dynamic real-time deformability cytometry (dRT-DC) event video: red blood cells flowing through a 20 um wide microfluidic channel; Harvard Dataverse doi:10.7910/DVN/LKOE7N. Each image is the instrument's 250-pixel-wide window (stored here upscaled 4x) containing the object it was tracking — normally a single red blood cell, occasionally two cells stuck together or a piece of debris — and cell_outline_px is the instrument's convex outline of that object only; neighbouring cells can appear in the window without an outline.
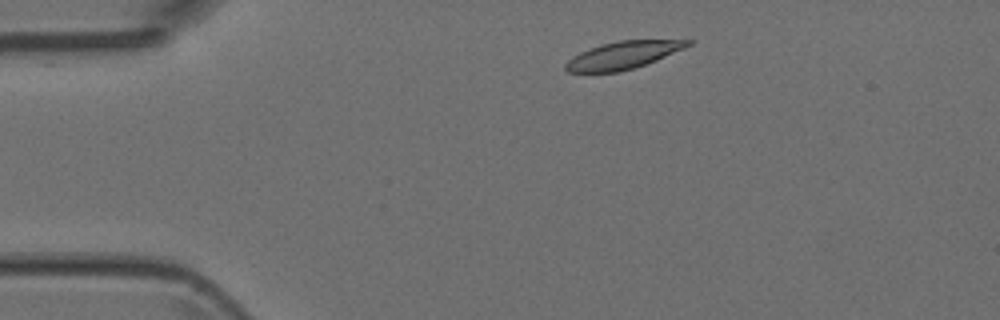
{"species": "Egyptian fruit bat (a non-hibernating species)", "species_latin": "Rousettus aegyptiacus", "temperature_condition": "room temperature", "stored_images_in_passage": 4, "camera_frame_rate_fps": 3000, "um_per_image_px": 0.085, "animal": {"sex": "female"}, "frame": {"image": 1, "passage_image": 2, "time_ms": 0.333, "image_size_px": [1000, 320], "cell_outline_px": [[696, 40], [692, 44], [684, 48], [656, 60], [632, 68], [616, 72], [568, 72], [564, 68], [564, 64], [572, 56], [580, 52], [604, 44], [620, 40]], "centroid_in_image_um": [52.95, 4.69], "position_along_channel_um": 32.0, "area_um2": 19.25}}
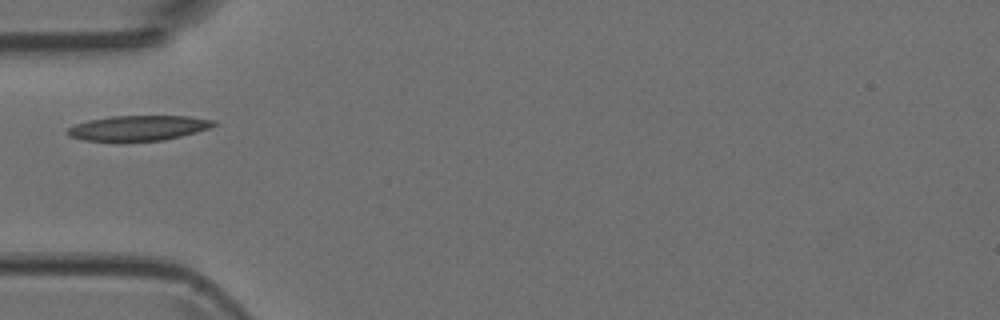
{"frame": {"image": 2, "passage_image": 4, "time_ms": 1.0, "image_size_px": [1000, 320], "cell_outline_px": [[216, 124], [208, 128], [196, 132], [164, 140], [84, 140], [68, 136], [64, 132], [68, 128], [76, 124], [88, 120], [112, 116], [188, 116], [216, 120]], "centroid_in_image_um": [11.75, 10.86], "position_along_channel_um": 73.3, "area_um2": 21.1}}